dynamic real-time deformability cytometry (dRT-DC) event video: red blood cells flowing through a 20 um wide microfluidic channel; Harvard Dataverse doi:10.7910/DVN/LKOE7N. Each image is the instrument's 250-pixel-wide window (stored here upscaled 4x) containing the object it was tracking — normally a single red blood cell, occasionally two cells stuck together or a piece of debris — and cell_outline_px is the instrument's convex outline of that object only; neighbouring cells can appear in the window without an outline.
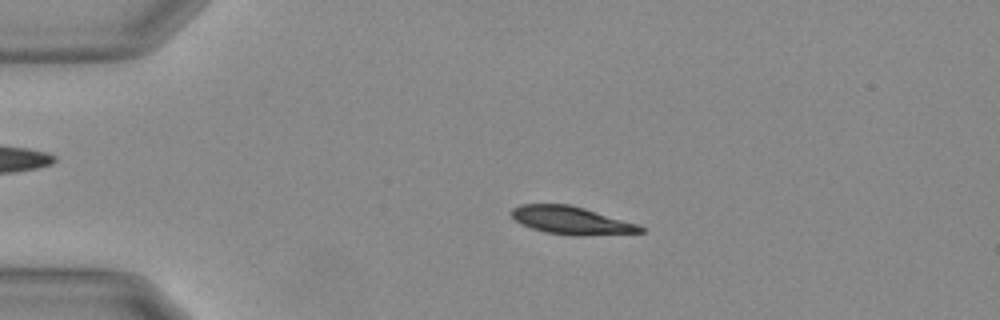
{"species": "Egyptian fruit bat (a non-hibernating species)", "species_latin": "Rousettus aegyptiacus", "temperature_condition": "warm", "stored_images_in_passage": 9, "camera_frame_rate_fps": 3000, "um_per_image_px": 0.085, "animal": {"sex": "female"}, "frame": {"image": 1, "passage_image": 2, "time_ms": 0.333, "image_size_px": [1000, 320], "cell_outline_px": [[644, 232], [584, 236], [572, 236], [544, 232], [520, 224], [512, 216], [512, 208], [520, 204], [568, 204], [584, 208], [640, 224], [644, 228]], "centroid_in_image_um": [48.59, 18.74], "position_along_channel_um": 36.4, "area_um2": 21.1}}
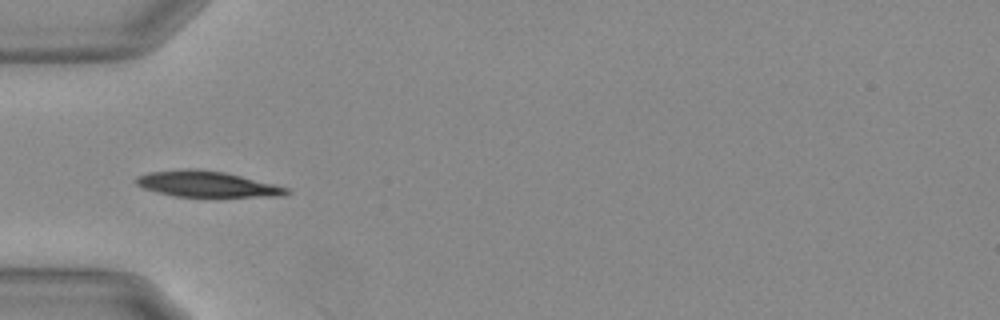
{"frame": {"image": 2, "passage_image": 8, "time_ms": 2.333, "image_size_px": [1000, 320], "cell_outline_px": [[292, 192], [284, 196], [172, 196], [156, 192], [144, 188], [136, 184], [136, 176], [148, 172], [188, 168], [192, 168], [224, 172], [288, 188]], "centroid_in_image_um": [17.54, 15.64], "position_along_channel_um": 67.5, "area_um2": 22.37}}